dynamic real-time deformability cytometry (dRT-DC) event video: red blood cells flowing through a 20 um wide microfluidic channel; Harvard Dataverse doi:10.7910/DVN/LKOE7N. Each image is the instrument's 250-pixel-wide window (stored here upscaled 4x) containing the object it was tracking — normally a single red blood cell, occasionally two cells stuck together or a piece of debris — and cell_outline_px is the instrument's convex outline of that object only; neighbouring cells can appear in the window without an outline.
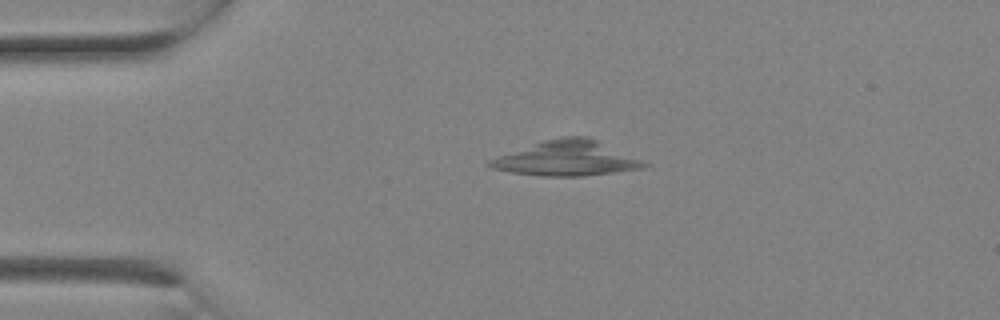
{"species": "Egyptian fruit bat (a non-hibernating species)", "species_latin": "Rousettus aegyptiacus", "temperature_condition": "room temperature", "stored_images_in_passage": 2, "camera_frame_rate_fps": 3000, "um_per_image_px": 0.085, "animal": {"sex": "female"}, "frame": {"image": 1, "passage_image": 2, "time_ms": 0.333, "image_size_px": [1000, 320], "cell_outline_px": [[648, 164], [644, 168], [584, 176], [540, 176], [512, 172], [492, 168], [484, 164], [488, 160], [544, 140], [560, 136], [588, 136], [640, 160]], "centroid_in_image_um": [48.13, 13.47], "position_along_channel_um": 36.9, "area_um2": 30.87}}